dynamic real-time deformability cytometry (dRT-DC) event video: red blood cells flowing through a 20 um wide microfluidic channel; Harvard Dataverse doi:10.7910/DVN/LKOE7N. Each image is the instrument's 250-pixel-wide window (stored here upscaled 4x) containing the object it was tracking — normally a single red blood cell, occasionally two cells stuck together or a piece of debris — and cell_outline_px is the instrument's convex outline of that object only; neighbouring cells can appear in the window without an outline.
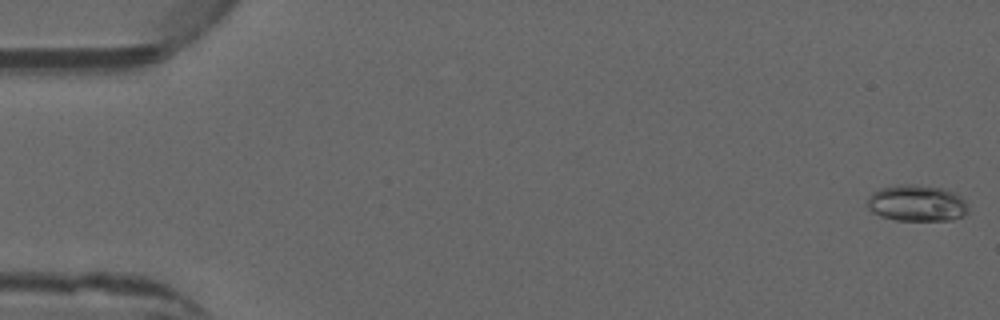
{"species": "common noctule bat (a hibernating species)", "species_latin": "Nyctalus noctula", "temperature_condition": "warm", "stored_images_in_passage": 51, "camera_frame_rate_fps": 3000, "um_per_image_px": 0.085, "animal": {"sex": "male", "forearm_length_mm": 52.5}, "frame": {"image": 1, "passage_image": 1, "time_ms": 0.0, "image_size_px": [1000, 320], "cell_outline_px": [[968, 212], [964, 216], [952, 220], [896, 220], [880, 216], [872, 212], [868, 208], [868, 196], [872, 192], [880, 188], [904, 184], [912, 184], [944, 188], [960, 196], [968, 204]], "centroid_in_image_um": [77.94, 17.27], "position_along_channel_um": 7.1, "area_um2": 21.5}}
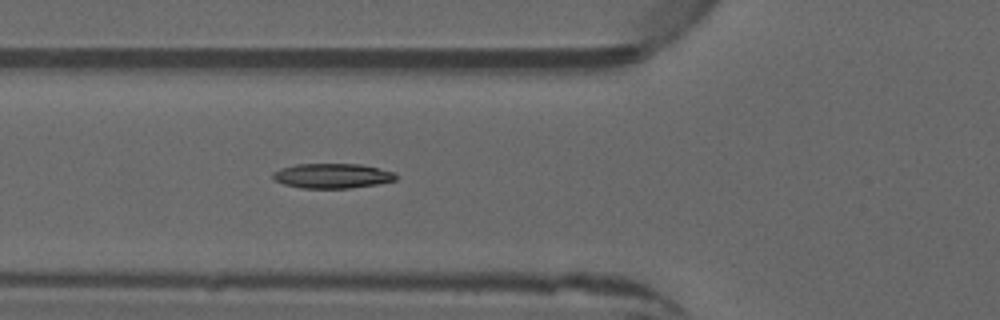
{"frame": {"image": 2, "passage_image": 19, "time_ms": 6.0, "image_size_px": [1000, 320], "cell_outline_px": [[396, 180], [376, 184], [348, 188], [300, 188], [284, 184], [276, 180], [272, 176], [272, 172], [280, 168], [296, 164], [360, 164], [396, 172]], "centroid_in_image_um": [28.23, 14.94], "position_along_channel_um": 97.6, "area_um2": 17.74}}
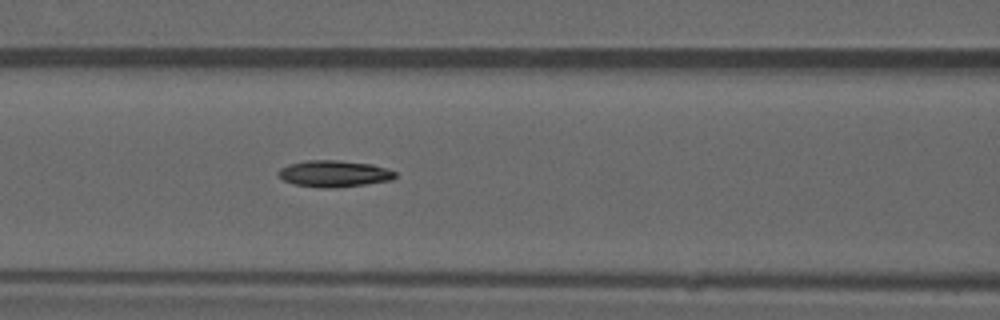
{"frame": {"image": 3, "passage_image": 22, "time_ms": 7.0, "image_size_px": [1000, 320], "cell_outline_px": [[396, 176], [392, 180], [336, 188], [320, 188], [292, 184], [284, 180], [276, 172], [280, 168], [288, 164], [308, 160], [336, 160], [372, 164], [388, 168], [396, 172]], "centroid_in_image_um": [28.39, 14.76], "position_along_channel_um": 138.2, "area_um2": 18.21}, "authors_computed_cell_mechanics": {"area_um2": 17.7446, "velocity_mm_per_s": 4.0255, "shape_relaxation_time_tau1_ms": null, "shape_relaxation_time_tau2_ms": 11.3583, "deformation_change_tau1": null, "deformation_change_tau2": 0.1983}}